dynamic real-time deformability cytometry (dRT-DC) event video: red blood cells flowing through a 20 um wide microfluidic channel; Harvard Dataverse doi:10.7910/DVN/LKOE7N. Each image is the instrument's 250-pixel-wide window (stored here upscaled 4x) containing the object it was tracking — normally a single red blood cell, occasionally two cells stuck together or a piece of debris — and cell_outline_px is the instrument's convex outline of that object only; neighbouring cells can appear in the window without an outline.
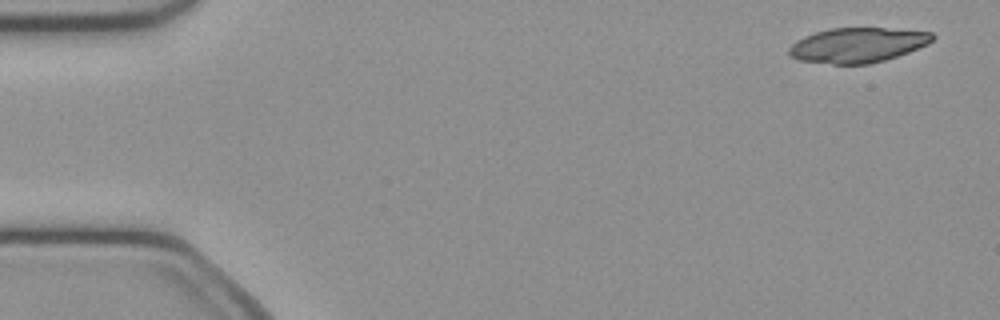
{"species": "common noctule bat (a hibernating species)", "species_latin": "Nyctalus noctula", "temperature_condition": "cold", "stored_images_in_passage": 48, "camera_frame_rate_fps": 3000, "um_per_image_px": 0.085, "animal": {"sex": "female", "body_mass_g": 21.9}, "frame": {"image": 1, "passage_image": 1, "time_ms": 0.0, "image_size_px": [1000, 320], "cell_outline_px": [[936, 36], [928, 44], [908, 52], [884, 60], [868, 64], [832, 64], [800, 60], [788, 56], [788, 48], [796, 40], [804, 36], [816, 32], [832, 28], [884, 28], [932, 32]], "centroid_in_image_um": [72.87, 3.83], "position_along_channel_um": 12.1, "area_um2": 29.07}}
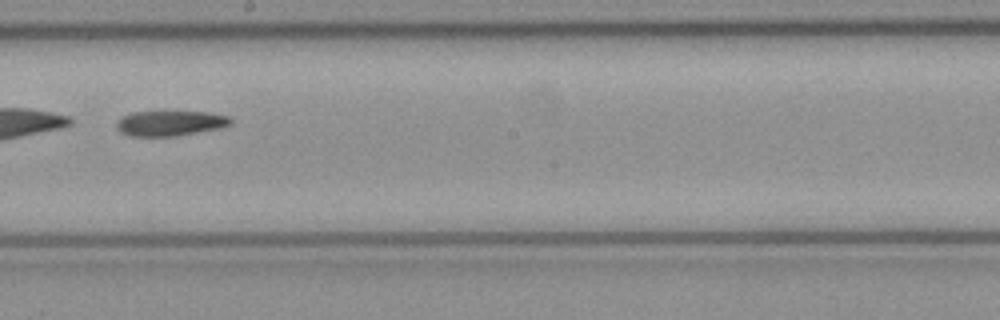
{"frame": {"image": 2, "passage_image": 27, "time_ms": 8.667, "image_size_px": [1000, 320], "cell_outline_px": [[232, 124], [220, 128], [176, 136], [128, 136], [120, 132], [116, 128], [116, 120], [132, 112], [208, 112], [228, 116], [232, 120]], "centroid_in_image_um": [14.44, 10.48], "position_along_channel_um": 233.8, "area_um2": 16.76}}
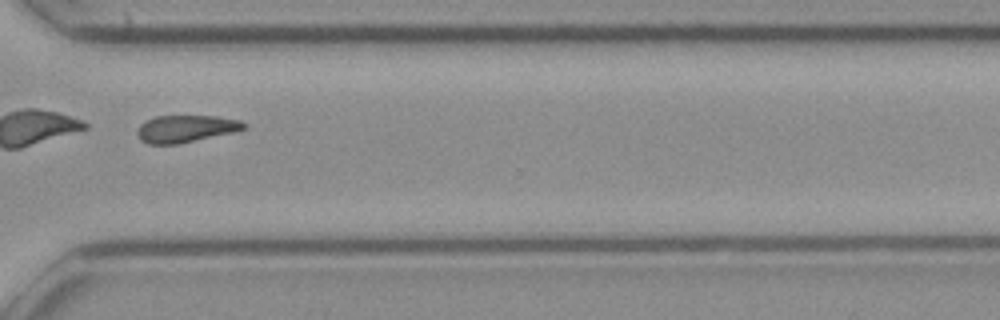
{"frame": {"image": 3, "passage_image": 36, "time_ms": 11.667, "image_size_px": [1000, 320], "cell_outline_px": [[248, 128], [236, 132], [180, 144], [148, 144], [140, 140], [136, 132], [136, 128], [140, 124], [156, 116], [216, 116], [240, 120], [248, 124]], "centroid_in_image_um": [15.83, 10.95], "position_along_channel_um": 354.8, "area_um2": 17.22}}